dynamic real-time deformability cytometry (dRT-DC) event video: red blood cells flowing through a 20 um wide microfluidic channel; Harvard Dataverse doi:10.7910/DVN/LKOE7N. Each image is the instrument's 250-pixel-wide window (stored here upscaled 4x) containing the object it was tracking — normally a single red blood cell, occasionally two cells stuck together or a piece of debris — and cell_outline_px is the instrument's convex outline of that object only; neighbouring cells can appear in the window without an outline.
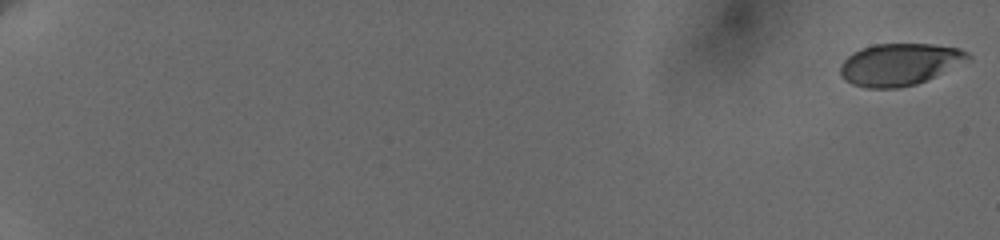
{"species": "human", "species_latin": "Homo sapiens", "temperature_condition": "cold", "stored_images_in_passage": 16, "camera_frame_rate_fps": 3000, "um_per_image_px": 0.085, "donor": {"sex": "female"}, "frame": {"image": 1, "passage_image": 1, "time_ms": 0.0, "image_size_px": [1000, 240], "cell_outline_px": [[972, 60], [916, 84], [896, 88], [864, 88], [852, 84], [844, 80], [840, 76], [840, 64], [852, 52], [860, 48], [876, 44], [932, 44], [960, 48], [968, 52], [972, 56]], "centroid_in_image_um": [76.47, 5.47], "position_along_channel_um": 8.5, "area_um2": 31.56}}